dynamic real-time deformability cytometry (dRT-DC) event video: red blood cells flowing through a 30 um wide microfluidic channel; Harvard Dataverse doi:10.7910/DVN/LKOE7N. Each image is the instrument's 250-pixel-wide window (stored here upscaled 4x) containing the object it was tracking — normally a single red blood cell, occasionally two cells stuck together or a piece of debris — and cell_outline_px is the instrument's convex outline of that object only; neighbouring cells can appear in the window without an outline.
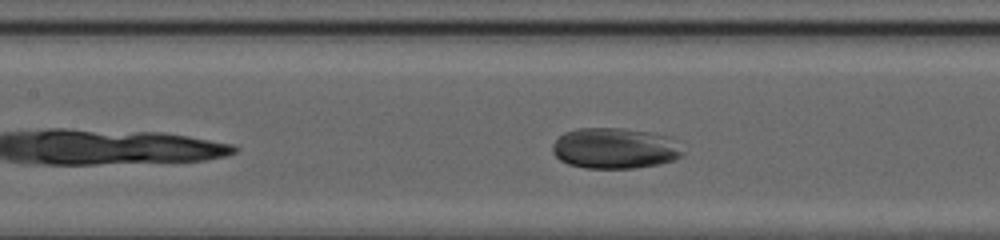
{"species": "common noctule bat (a hibernating species)", "species_latin": "Nyctalus noctula", "temperature_condition": "cold", "stored_images_in_passage": 25, "camera_frame_rate_fps": 3000, "um_per_image_px": 0.085, "animal": {"sex": "female", "body_mass_g": 20.0, "forearm_length_mm": 54.0}, "frame": {"image": 1, "passage_image": 8, "time_ms": 2.333, "image_size_px": [1000, 240], "cell_outline_px": [[680, 156], [672, 160], [660, 164], [636, 168], [584, 168], [568, 164], [560, 160], [552, 152], [552, 144], [564, 132], [576, 128], [624, 128], [672, 136], [680, 152]], "centroid_in_image_um": [52.21, 12.6], "position_along_channel_um": 155.2, "area_um2": 30.92}}